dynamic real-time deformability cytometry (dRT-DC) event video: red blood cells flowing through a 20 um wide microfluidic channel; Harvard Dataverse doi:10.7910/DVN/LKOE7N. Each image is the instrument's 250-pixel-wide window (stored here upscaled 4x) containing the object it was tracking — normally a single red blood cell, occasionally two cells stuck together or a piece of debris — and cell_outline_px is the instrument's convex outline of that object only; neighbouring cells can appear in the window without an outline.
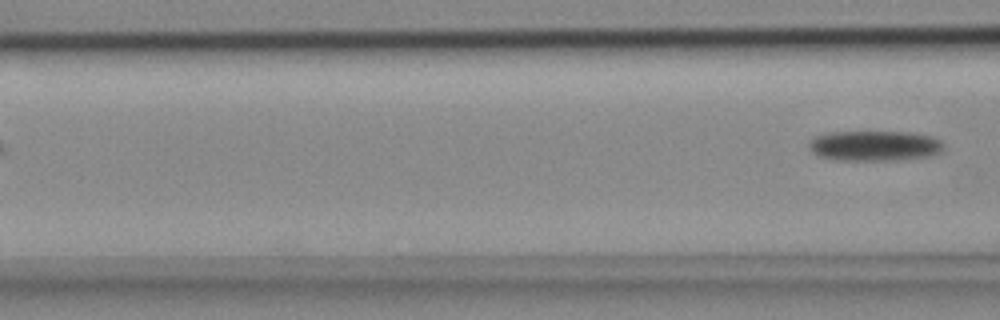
{"species": "common noctule bat (a hibernating species)", "species_latin": "Nyctalus noctula", "temperature_condition": "cold", "stored_images_in_passage": 3, "camera_frame_rate_fps": 3000, "um_per_image_px": 0.085, "animal": {"sex": "female", "body_mass_g": 18.4}, "frame": {"image": 1, "passage_image": 3, "time_ms": 0.667, "image_size_px": [1000, 320], "cell_outline_px": [[944, 144], [940, 152], [924, 156], [880, 160], [840, 160], [820, 156], [812, 152], [808, 148], [808, 144], [816, 136], [828, 132], [908, 132], [932, 136], [940, 140]], "centroid_in_image_um": [74.29, 12.37], "position_along_channel_um": 92.3, "area_um2": 23.29}}